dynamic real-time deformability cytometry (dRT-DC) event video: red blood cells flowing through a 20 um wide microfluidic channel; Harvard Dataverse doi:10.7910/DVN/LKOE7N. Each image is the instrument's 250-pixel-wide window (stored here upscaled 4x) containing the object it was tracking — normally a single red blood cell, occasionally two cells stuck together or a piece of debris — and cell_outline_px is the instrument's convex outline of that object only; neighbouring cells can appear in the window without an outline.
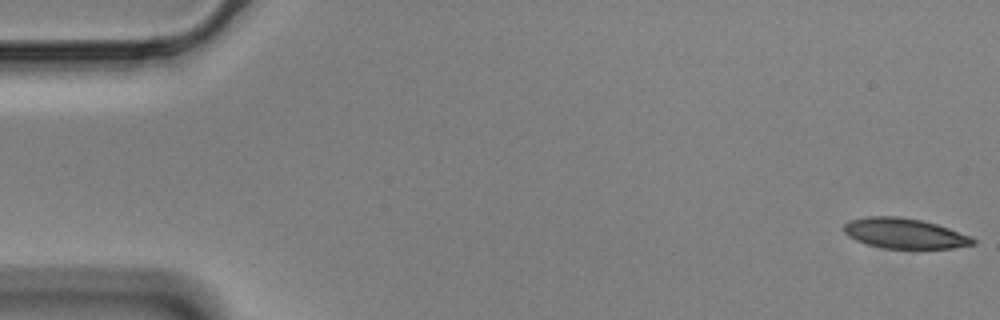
{"species": "Egyptian fruit bat (a non-hibernating species)", "species_latin": "Rousettus aegyptiacus", "temperature_condition": "cold", "stored_images_in_passage": 57, "camera_frame_rate_fps": 3000, "um_per_image_px": 0.085, "animal": {"sex": "male"}, "frame": {"image": 1, "passage_image": 1, "time_ms": 0.0, "image_size_px": [1000, 320], "cell_outline_px": [[976, 244], [952, 248], [884, 248], [868, 244], [856, 240], [848, 236], [844, 232], [844, 224], [848, 220], [864, 216], [900, 216], [920, 220], [936, 224], [972, 236], [976, 240]], "centroid_in_image_um": [76.88, 19.82], "position_along_channel_um": 8.1, "area_um2": 22.77}}
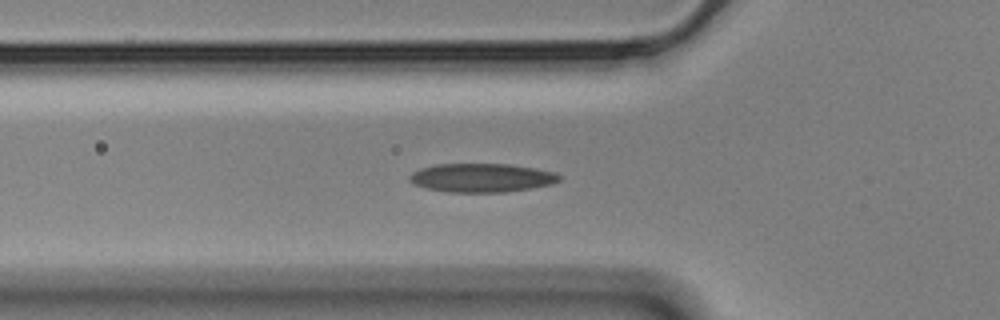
{"frame": {"image": 2, "passage_image": 19, "time_ms": 6.0, "image_size_px": [1000, 320], "cell_outline_px": [[560, 180], [552, 184], [504, 192], [448, 192], [424, 188], [412, 184], [408, 180], [408, 176], [412, 172], [420, 168], [436, 164], [508, 164], [556, 172], [560, 176]], "centroid_in_image_um": [40.87, 15.11], "position_along_channel_um": 84.9, "area_um2": 25.09}}
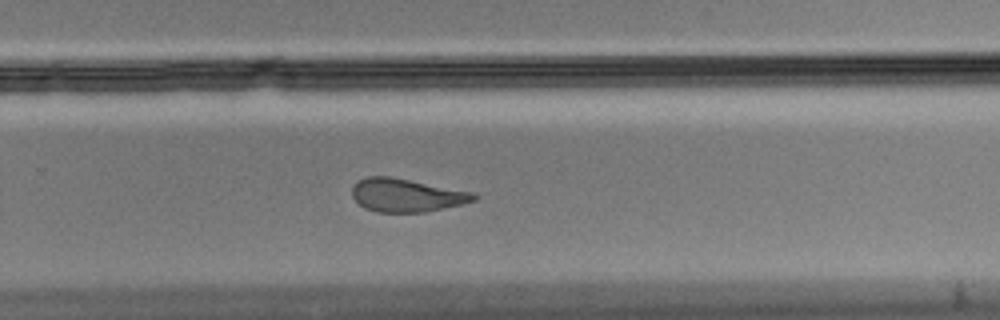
{"frame": {"image": 3, "passage_image": 37, "time_ms": 12.0, "image_size_px": [1000, 320], "cell_outline_px": [[476, 200], [464, 204], [424, 212], [376, 212], [364, 208], [352, 196], [352, 184], [368, 176], [392, 176], [472, 192], [476, 196]], "centroid_in_image_um": [34.53, 16.59], "position_along_channel_um": 295.3, "area_um2": 23.58}, "authors_computed_cell_mechanics": {"area_um2": 24.3916, "velocity_mm_per_s": 3.5007, "shape_relaxation_time_tau1_ms": 8.3589, "shape_relaxation_time_tau2_ms": 2.5881, "deformation_change_tau1": 0.1858, "deformation_change_tau2": 0.1102}}